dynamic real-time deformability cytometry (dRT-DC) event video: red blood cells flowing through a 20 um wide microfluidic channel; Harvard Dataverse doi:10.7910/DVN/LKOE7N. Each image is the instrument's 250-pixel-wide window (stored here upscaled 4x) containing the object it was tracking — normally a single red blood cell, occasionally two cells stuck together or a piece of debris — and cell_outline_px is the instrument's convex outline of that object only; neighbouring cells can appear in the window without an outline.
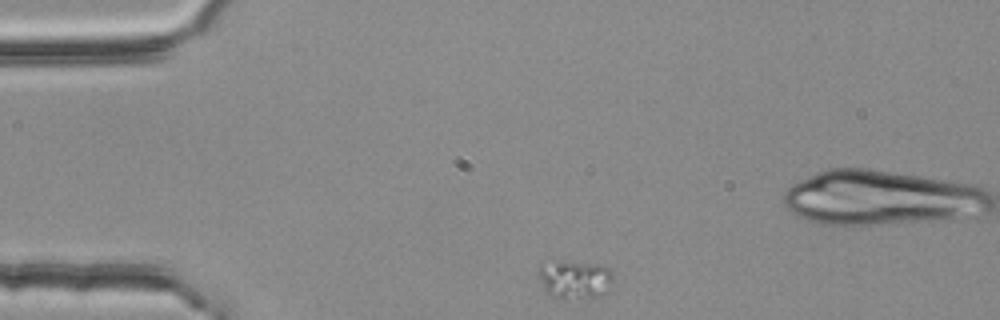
{"species": "common noctule bat (a hibernating species)", "species_latin": "Nyctalus noctula", "temperature_condition": "room temperature", "stored_images_in_passage": 41, "segment_of_instrument_passage": [1, 2], "camera_frame_rate_fps": 3000, "um_per_image_px": 0.085, "animal": {"sex": "female", "body_mass_g": 25.1}, "frame": {"image": 1, "passage_image": 1, "time_ms": 0.0, "image_size_px": [1000, 320], "cell_outline_px": [[612, 280], [608, 292], [600, 296], [564, 300], [552, 296], [544, 292], [540, 280], [540, 260], [564, 260], [600, 264], [612, 268]], "centroid_in_image_um": [48.84, 23.72], "position_along_channel_um": 36.2, "area_um2": 17.57}}